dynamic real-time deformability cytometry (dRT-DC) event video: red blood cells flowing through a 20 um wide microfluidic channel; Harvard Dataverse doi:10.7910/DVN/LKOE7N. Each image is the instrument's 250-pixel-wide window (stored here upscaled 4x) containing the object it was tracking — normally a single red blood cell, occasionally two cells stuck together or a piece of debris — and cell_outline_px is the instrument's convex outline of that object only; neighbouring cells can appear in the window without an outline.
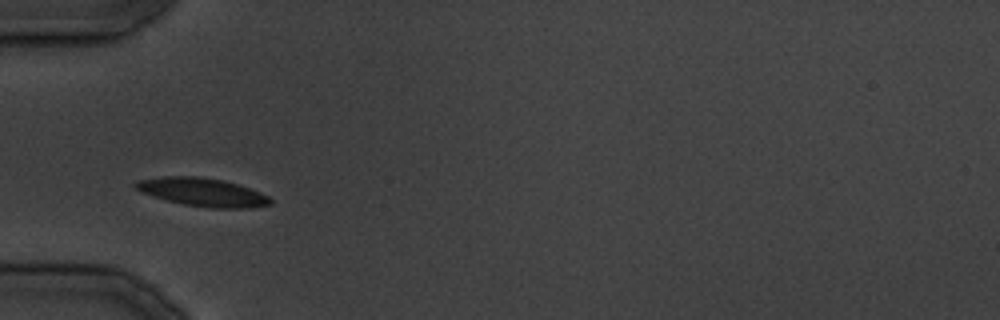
{"species": "common noctule bat (a hibernating species)", "species_latin": "Nyctalus noctula", "temperature_condition": "cold", "stored_images_in_passage": 21, "camera_frame_rate_fps": 3000, "um_per_image_px": 0.085, "animal": {"sex": "male", "body_mass_g": 19.5, "forearm_length_mm": 54.6}, "frame": {"image": 1, "passage_image": 4, "time_ms": 3.333, "image_size_px": [1000, 320], "cell_outline_px": [[272, 204], [244, 208], [212, 208], [184, 204], [168, 200], [144, 192], [136, 188], [132, 184], [136, 180], [164, 176], [196, 176], [224, 180], [260, 192], [268, 196], [272, 200]], "centroid_in_image_um": [17.22, 16.32], "position_along_channel_um": 67.8, "area_um2": 21.85}}
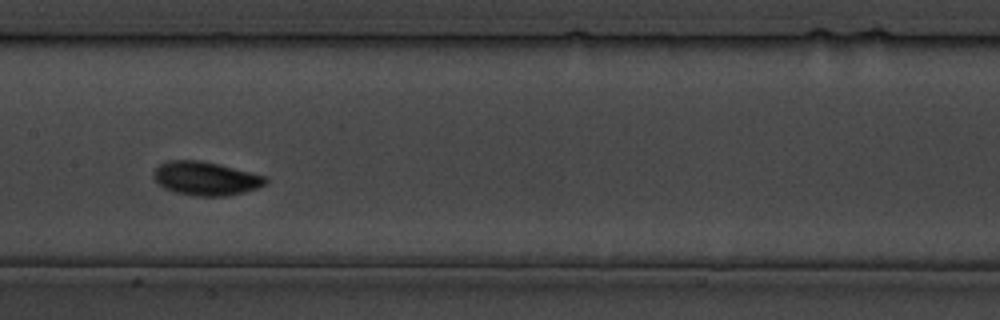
{"frame": {"image": 2, "passage_image": 10, "time_ms": 11.333, "image_size_px": [1000, 320], "cell_outline_px": [[268, 180], [264, 184], [256, 188], [244, 192], [228, 196], [196, 196], [176, 192], [164, 188], [152, 176], [152, 172], [160, 164], [168, 160], [200, 160], [220, 164], [264, 176]], "centroid_in_image_um": [17.46, 15.16], "position_along_channel_um": 189.9, "area_um2": 21.85}}